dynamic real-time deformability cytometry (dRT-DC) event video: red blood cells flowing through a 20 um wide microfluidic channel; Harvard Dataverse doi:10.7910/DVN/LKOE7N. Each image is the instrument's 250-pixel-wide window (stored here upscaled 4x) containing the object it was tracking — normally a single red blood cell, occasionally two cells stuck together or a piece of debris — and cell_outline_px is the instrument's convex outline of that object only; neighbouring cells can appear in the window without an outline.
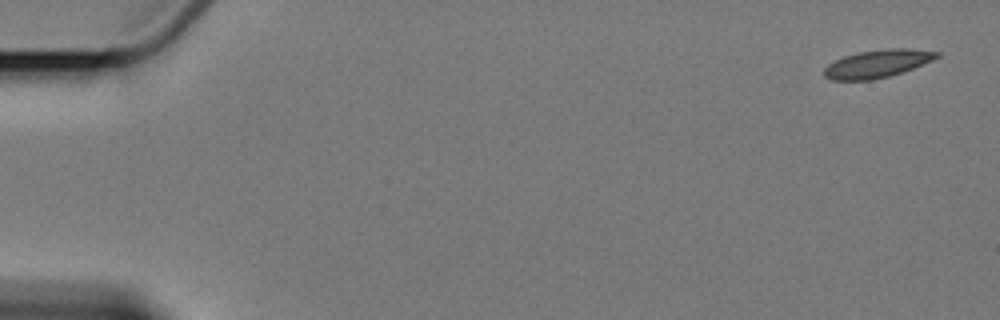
{"species": "Egyptian fruit bat (a non-hibernating species)", "species_latin": "Rousettus aegyptiacus", "temperature_condition": "cold", "stored_images_in_passage": 6, "camera_frame_rate_fps": 3000, "um_per_image_px": 0.085, "animal": {"sex": "female"}, "frame": {"image": 1, "passage_image": 1, "time_ms": 0.0, "image_size_px": [1000, 320], "cell_outline_px": [[940, 56], [932, 60], [912, 68], [888, 76], [872, 80], [832, 80], [824, 76], [824, 68], [828, 64], [844, 56], [860, 52], [888, 48], [908, 48], [940, 52]], "centroid_in_image_um": [74.57, 5.41], "position_along_channel_um": 10.4, "area_um2": 18.03}}
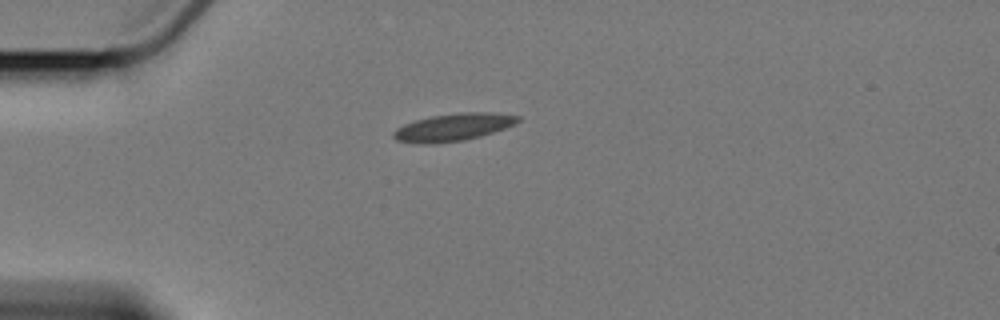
{"frame": {"image": 2, "passage_image": 5, "time_ms": 4.667, "image_size_px": [1000, 320], "cell_outline_px": [[520, 120], [504, 128], [480, 136], [464, 140], [436, 144], [424, 144], [396, 140], [392, 136], [392, 132], [396, 128], [404, 124], [416, 120], [432, 116], [460, 112], [492, 112], [520, 116]], "centroid_in_image_um": [38.49, 10.81], "position_along_channel_um": 46.5, "area_um2": 19.83}}